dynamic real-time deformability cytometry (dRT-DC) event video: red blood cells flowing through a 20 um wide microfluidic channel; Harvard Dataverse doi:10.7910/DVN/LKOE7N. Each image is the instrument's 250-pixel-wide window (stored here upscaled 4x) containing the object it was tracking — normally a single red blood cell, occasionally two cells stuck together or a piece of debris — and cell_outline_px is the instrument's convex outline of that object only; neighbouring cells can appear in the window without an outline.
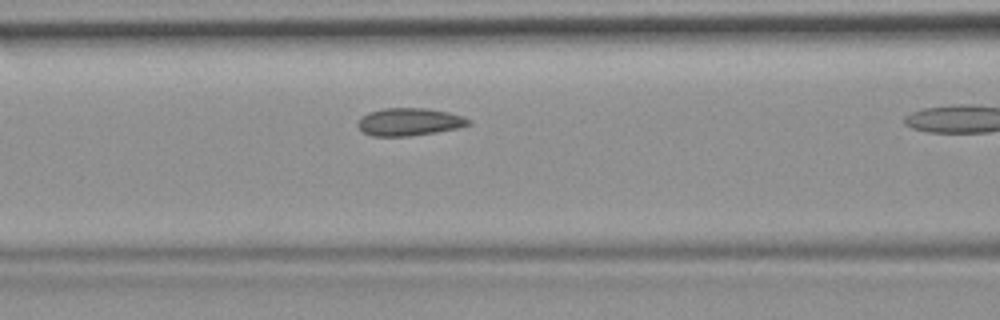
{"species": "common noctule bat (a hibernating species)", "species_latin": "Nyctalus noctula", "temperature_condition": "room temperature", "stored_images_in_passage": 6, "camera_frame_rate_fps": 3000, "um_per_image_px": 0.085, "animal": {"sex": "female", "body_mass_g": 19.9}, "frame": {"image": 1, "passage_image": 5, "time_ms": 1.333, "image_size_px": [1000, 320], "cell_outline_px": [[472, 120], [468, 124], [456, 128], [436, 132], [408, 136], [372, 136], [364, 132], [356, 124], [360, 116], [368, 112], [384, 108], [424, 108], [448, 112]], "centroid_in_image_um": [34.72, 10.35], "position_along_channel_um": 131.9, "area_um2": 17.69}}